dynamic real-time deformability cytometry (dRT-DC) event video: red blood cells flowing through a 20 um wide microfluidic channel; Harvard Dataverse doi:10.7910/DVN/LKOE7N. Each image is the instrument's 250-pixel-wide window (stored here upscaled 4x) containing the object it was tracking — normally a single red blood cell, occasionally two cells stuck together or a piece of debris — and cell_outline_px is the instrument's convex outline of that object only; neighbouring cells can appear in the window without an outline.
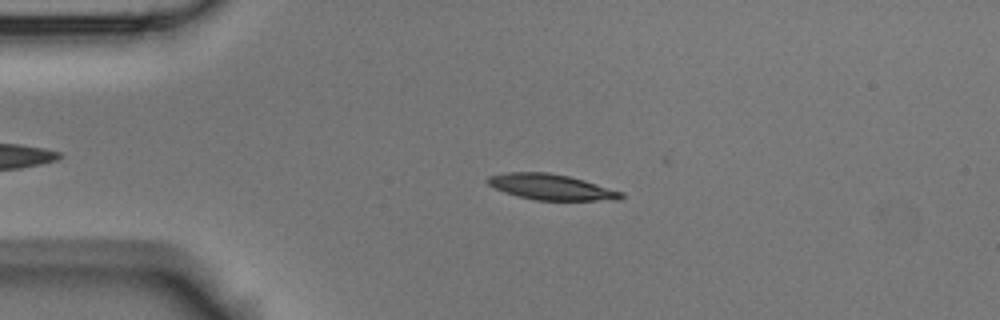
{"species": "Egyptian fruit bat (a non-hibernating species)", "species_latin": "Rousettus aegyptiacus", "temperature_condition": "room temperature", "stored_images_in_passage": 2, "camera_frame_rate_fps": 3000, "um_per_image_px": 0.085, "animal": {"sex": "male"}, "frame": {"image": 1, "passage_image": 1, "time_ms": 0.0, "image_size_px": [1000, 320], "cell_outline_px": [[624, 196], [620, 200], [536, 200], [504, 192], [488, 184], [484, 180], [488, 176], [508, 172], [548, 172], [568, 176], [584, 180], [624, 192]], "centroid_in_image_um": [46.86, 15.89], "position_along_channel_um": 38.1, "area_um2": 19.94}}